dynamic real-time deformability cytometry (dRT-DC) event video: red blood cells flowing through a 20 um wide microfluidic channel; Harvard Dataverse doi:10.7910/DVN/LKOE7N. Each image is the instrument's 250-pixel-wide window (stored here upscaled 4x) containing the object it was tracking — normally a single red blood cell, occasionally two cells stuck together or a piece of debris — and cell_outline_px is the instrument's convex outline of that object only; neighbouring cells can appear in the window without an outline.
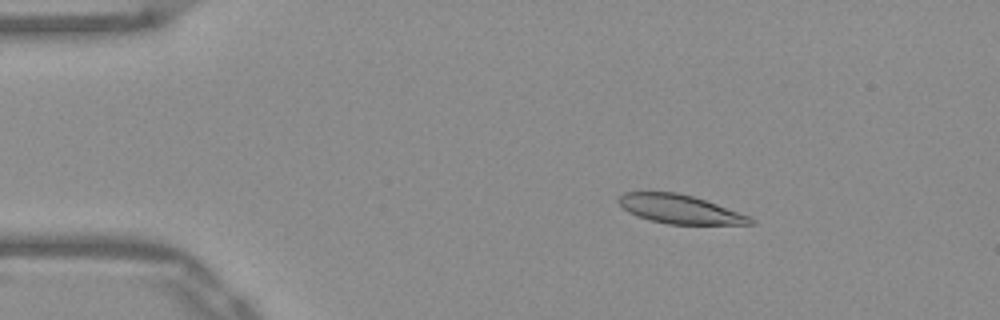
{"species": "Egyptian fruit bat (a non-hibernating species)", "species_latin": "Rousettus aegyptiacus", "temperature_condition": "warm", "stored_images_in_passage": 45, "camera_frame_rate_fps": 3000, "um_per_image_px": 0.085, "frame": {"image": 1, "passage_image": 2, "time_ms": 0.333, "image_size_px": [1000, 320], "cell_outline_px": [[756, 224], [668, 224], [652, 220], [628, 212], [616, 200], [624, 192], [676, 192], [692, 196], [716, 204], [748, 216], [756, 220]], "centroid_in_image_um": [57.78, 17.78], "position_along_channel_um": 27.2, "area_um2": 21.68}}
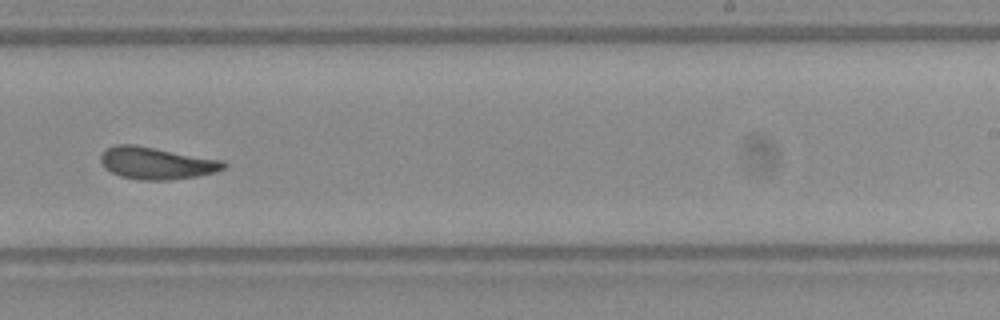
{"frame": {"image": 2, "passage_image": 26, "time_ms": 8.333, "image_size_px": [1000, 320], "cell_outline_px": [[228, 164], [224, 168], [216, 172], [196, 176], [168, 180], [144, 180], [120, 176], [104, 168], [100, 160], [100, 156], [108, 148], [116, 144], [132, 144], [224, 160]], "centroid_in_image_um": [13.32, 13.87], "position_along_channel_um": 275.7, "area_um2": 22.89}}
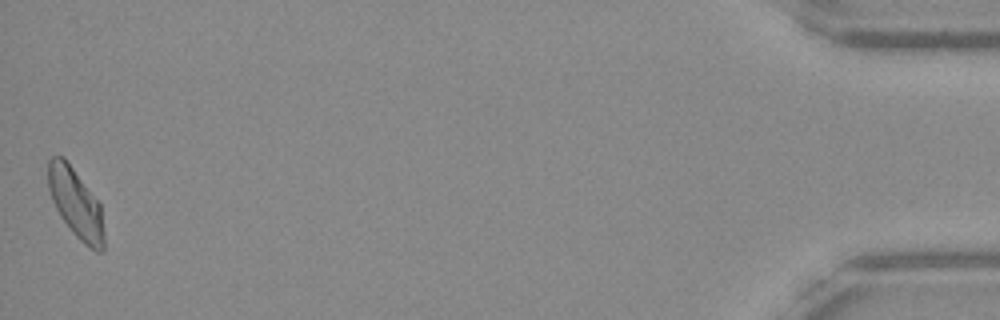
{"frame": {"image": 3, "passage_image": 45, "time_ms": 14.667, "image_size_px": [1000, 320], "cell_outline_px": [[104, 252], [96, 252], [84, 244], [72, 232], [60, 216], [52, 200], [48, 188], [48, 160], [52, 156], [64, 156], [100, 204], [104, 232]], "centroid_in_image_um": [6.44, 17.3], "position_along_channel_um": 428.8, "area_um2": 22.54}, "authors_computed_cell_mechanics": {"area_um2": 22.542, "velocity_mm_per_s": 3.902, "shape_relaxation_time_tau1_ms": null, "shape_relaxation_time_tau2_ms": 2.9138, "deformation_change_tau1": null, "deformation_change_tau2": 0.1098}}